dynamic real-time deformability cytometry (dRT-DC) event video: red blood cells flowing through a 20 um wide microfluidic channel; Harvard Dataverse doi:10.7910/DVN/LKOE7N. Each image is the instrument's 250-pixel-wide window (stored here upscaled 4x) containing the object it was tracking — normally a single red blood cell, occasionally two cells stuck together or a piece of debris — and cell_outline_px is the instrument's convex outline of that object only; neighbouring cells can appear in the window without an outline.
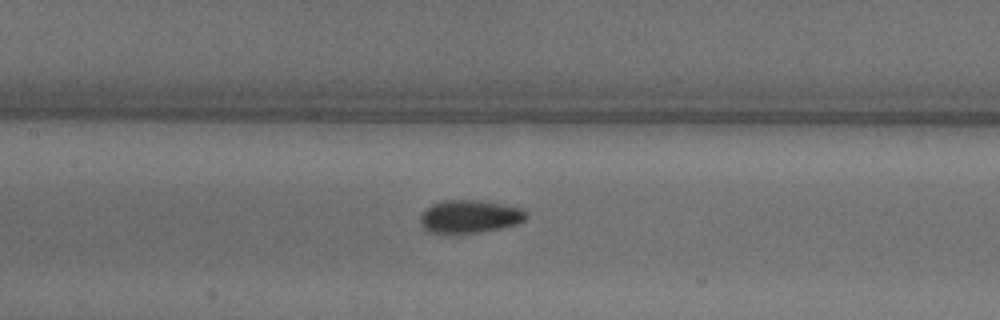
{"species": "common noctule bat (a hibernating species)", "species_latin": "Nyctalus noctula", "temperature_condition": "warm", "stored_images_in_passage": 23, "camera_frame_rate_fps": 3000, "um_per_image_px": 0.085, "animal": {"sex": "male", "body_mass_g": 18.8}, "frame": {"image": 1, "passage_image": 7, "time_ms": 2.0, "image_size_px": [1000, 320], "cell_outline_px": [[528, 216], [524, 220], [516, 224], [504, 228], [480, 232], [428, 232], [420, 224], [420, 216], [432, 204], [444, 200], [476, 200], [500, 204], [520, 208], [528, 212]], "centroid_in_image_um": [39.95, 18.4], "position_along_channel_um": 167.5, "area_um2": 20.06}}
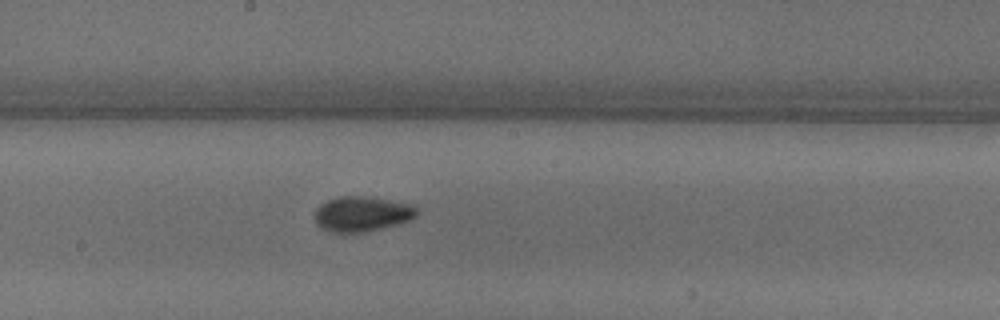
{"frame": {"image": 2, "passage_image": 10, "time_ms": 3.0, "image_size_px": [1000, 320], "cell_outline_px": [[416, 216], [408, 220], [396, 224], [364, 232], [332, 232], [324, 228], [316, 220], [316, 208], [320, 204], [336, 196], [364, 196], [408, 204], [416, 208]], "centroid_in_image_um": [30.73, 18.17], "position_along_channel_um": 217.5, "area_um2": 20.23}}